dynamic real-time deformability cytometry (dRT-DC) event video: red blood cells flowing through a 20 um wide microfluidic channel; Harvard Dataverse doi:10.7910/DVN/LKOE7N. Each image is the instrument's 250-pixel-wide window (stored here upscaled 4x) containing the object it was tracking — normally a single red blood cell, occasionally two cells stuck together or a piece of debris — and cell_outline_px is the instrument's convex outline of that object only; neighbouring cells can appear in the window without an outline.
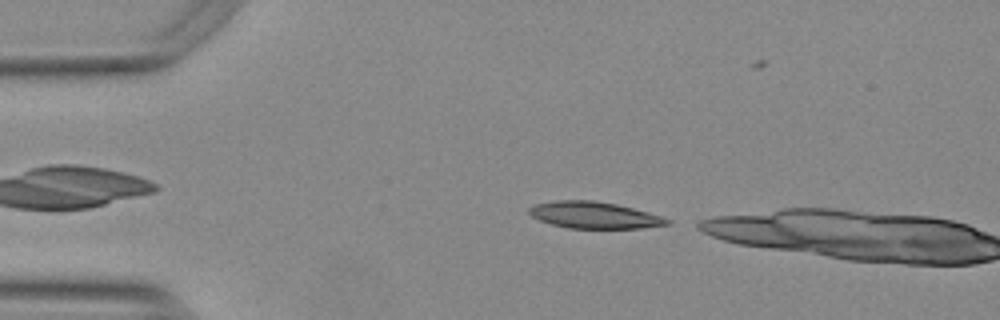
{"species": "Egyptian fruit bat (a non-hibernating species)", "species_latin": "Rousettus aegyptiacus", "temperature_condition": "warm", "stored_images_in_passage": 3, "camera_frame_rate_fps": 3000, "um_per_image_px": 0.085, "animal": {"sex": "female"}, "frame": {"image": 1, "passage_image": 1, "time_ms": 0.0, "image_size_px": [1000, 320], "cell_outline_px": [[672, 224], [640, 228], [568, 228], [552, 224], [540, 220], [532, 216], [528, 212], [528, 208], [536, 204], [556, 200], [592, 200], [616, 204], [648, 212], [672, 220]], "centroid_in_image_um": [50.52, 18.28], "position_along_channel_um": 34.5, "area_um2": 21.33}}